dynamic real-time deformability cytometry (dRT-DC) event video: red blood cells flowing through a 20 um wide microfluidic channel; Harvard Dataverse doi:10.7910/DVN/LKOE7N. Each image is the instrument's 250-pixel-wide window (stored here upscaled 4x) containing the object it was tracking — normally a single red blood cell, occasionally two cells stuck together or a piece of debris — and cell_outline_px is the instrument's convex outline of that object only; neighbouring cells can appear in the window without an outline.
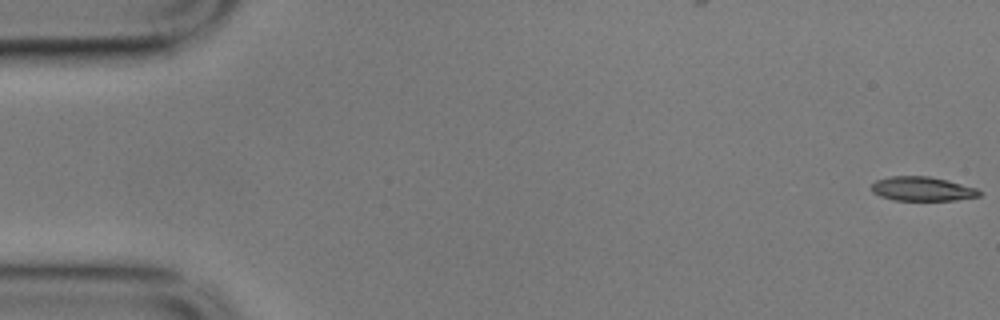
{"species": "common noctule bat (a hibernating species)", "species_latin": "Nyctalus noctula", "temperature_condition": "cold", "stored_images_in_passage": 57, "camera_frame_rate_fps": 3000, "um_per_image_px": 0.085, "animal": {"sex": "male", "body_mass_g": 17.9}, "frame": {"image": 1, "passage_image": 1, "time_ms": 0.0, "image_size_px": [1000, 320], "cell_outline_px": [[984, 192], [980, 196], [956, 200], [892, 200], [880, 196], [872, 192], [872, 184], [876, 180], [892, 176], [928, 176], [948, 180], [976, 188]], "centroid_in_image_um": [78.41, 16.05], "position_along_channel_um": 6.6, "area_um2": 15.26}}
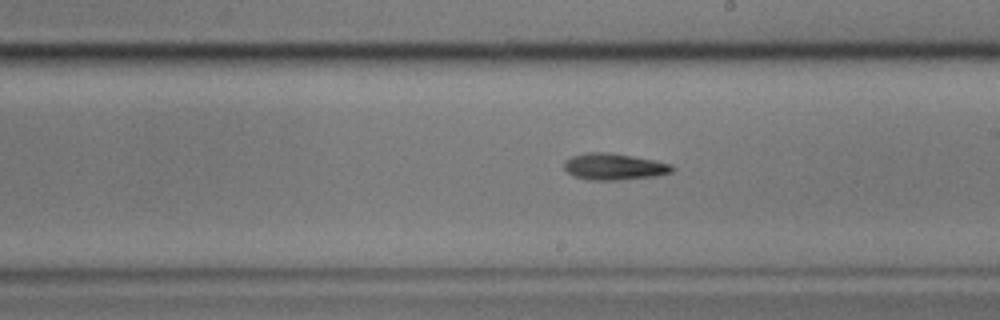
{"frame": {"image": 2, "passage_image": 32, "time_ms": 10.333, "image_size_px": [1000, 320], "cell_outline_px": [[676, 168], [672, 172], [656, 176], [620, 180], [588, 180], [572, 176], [564, 168], [564, 160], [572, 156], [588, 152], [608, 152], [632, 156], [672, 164]], "centroid_in_image_um": [52.18, 14.17], "position_along_channel_um": 236.8, "area_um2": 16.82}}
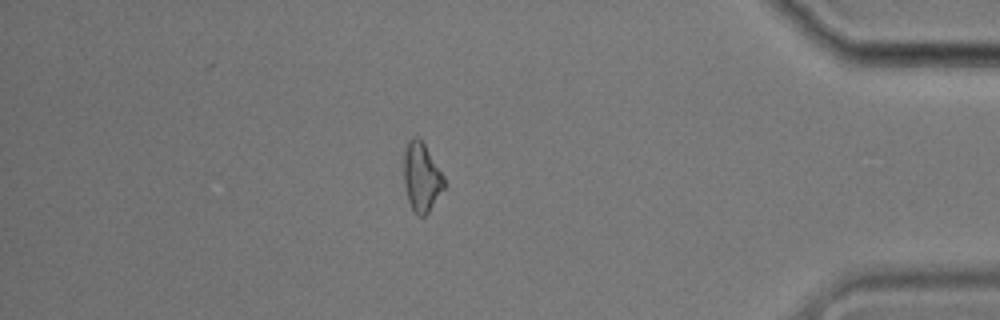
{"frame": {"image": 3, "passage_image": 49, "time_ms": 16.0, "image_size_px": [1000, 320], "cell_outline_px": [[444, 188], [428, 212], [424, 216], [420, 216], [412, 208], [408, 200], [404, 184], [404, 144], [412, 136], [416, 136], [424, 144], [444, 176]], "centroid_in_image_um": [35.81, 15.01], "position_along_channel_um": 399.4, "area_um2": 16.01}, "authors_computed_cell_mechanics": {"area_um2": 16.3574, "velocity_mm_per_s": 3.5251, "shape_relaxation_time_tau1_ms": 4.6357, "shape_relaxation_time_tau2_ms": 6.1308, "deformation_change_tau1": 0.1087, "deformation_change_tau2": 0.1492}}